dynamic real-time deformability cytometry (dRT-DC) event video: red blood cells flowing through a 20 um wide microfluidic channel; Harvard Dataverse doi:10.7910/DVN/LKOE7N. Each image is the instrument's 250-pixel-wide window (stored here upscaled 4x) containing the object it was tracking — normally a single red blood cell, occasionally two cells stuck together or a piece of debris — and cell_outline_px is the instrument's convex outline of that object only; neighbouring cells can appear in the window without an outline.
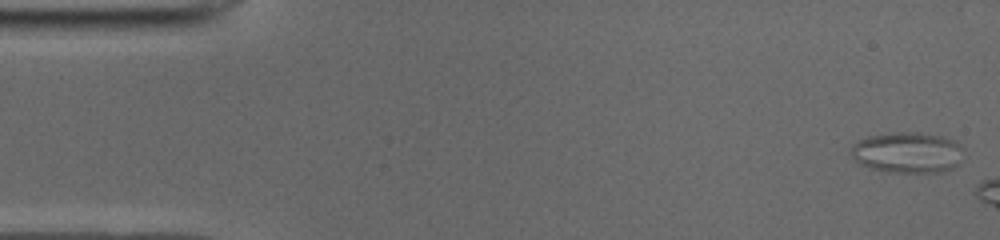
{"species": "common noctule bat (a hibernating species)", "species_latin": "Nyctalus noctula", "temperature_condition": "cold", "stored_images_in_passage": 7, "camera_frame_rate_fps": 3000, "um_per_image_px": 0.085, "animal": {"sex": "male", "body_mass_g": 19.0, "forearm_length_mm": 50.8}, "frame": {"image": 1, "passage_image": 1, "time_ms": 0.0, "image_size_px": [1000, 240], "cell_outline_px": [[964, 148], [956, 164], [952, 168], [940, 172], [888, 172], [872, 168], [860, 164], [852, 160], [852, 144], [856, 140], [868, 136], [900, 132], [920, 132], [940, 136], [956, 140]], "centroid_in_image_um": [77.11, 12.95], "position_along_channel_um": 7.9, "area_um2": 26.82}}